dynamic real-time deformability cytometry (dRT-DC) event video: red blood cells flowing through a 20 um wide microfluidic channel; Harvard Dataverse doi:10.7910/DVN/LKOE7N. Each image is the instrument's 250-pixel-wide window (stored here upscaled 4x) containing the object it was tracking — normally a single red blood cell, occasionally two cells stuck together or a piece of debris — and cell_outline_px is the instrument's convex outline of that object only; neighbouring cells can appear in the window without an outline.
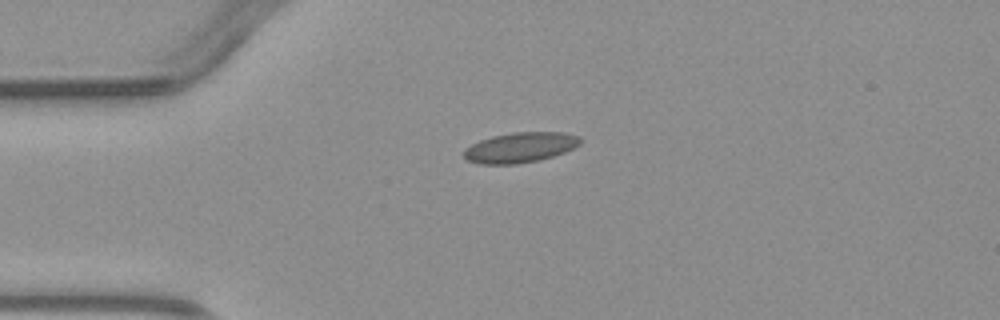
{"species": "common noctule bat (a hibernating species)", "species_latin": "Nyctalus noctula", "temperature_condition": "warm", "stored_images_in_passage": 3, "camera_frame_rate_fps": 3000, "um_per_image_px": 0.085, "animal": {"sex": "male", "body_mass_g": 23.1, "forearm_length_mm": 52.7}, "frame": {"image": 1, "passage_image": 1, "time_ms": 0.0, "image_size_px": [1000, 320], "cell_outline_px": [[584, 140], [580, 144], [564, 152], [540, 160], [516, 164], [480, 164], [468, 160], [464, 156], [464, 148], [480, 140], [492, 136], [512, 132], [564, 132], [580, 136]], "centroid_in_image_um": [44.24, 12.52], "position_along_channel_um": 40.8, "area_um2": 20.58}}
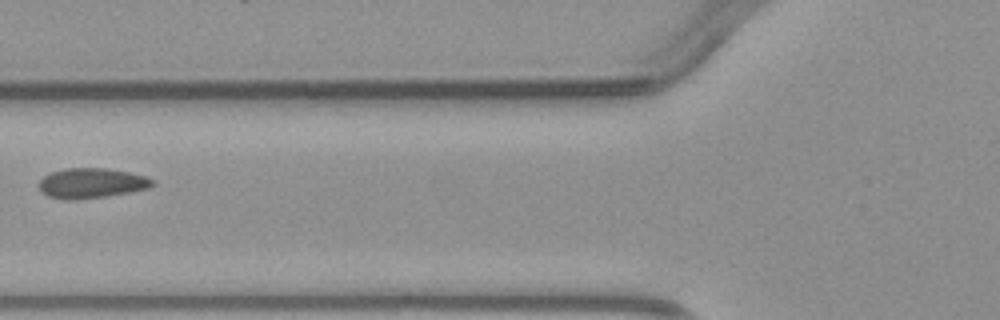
{"frame": {"image": 2, "passage_image": 3, "time_ms": 2.333, "image_size_px": [1000, 320], "cell_outline_px": [[156, 184], [148, 188], [128, 192], [104, 196], [76, 200], [68, 200], [48, 196], [40, 192], [40, 180], [44, 176], [52, 172], [64, 168], [104, 168], [128, 172], [144, 176], [156, 180]], "centroid_in_image_um": [7.78, 15.57], "position_along_channel_um": 118.0, "area_um2": 19.77}}